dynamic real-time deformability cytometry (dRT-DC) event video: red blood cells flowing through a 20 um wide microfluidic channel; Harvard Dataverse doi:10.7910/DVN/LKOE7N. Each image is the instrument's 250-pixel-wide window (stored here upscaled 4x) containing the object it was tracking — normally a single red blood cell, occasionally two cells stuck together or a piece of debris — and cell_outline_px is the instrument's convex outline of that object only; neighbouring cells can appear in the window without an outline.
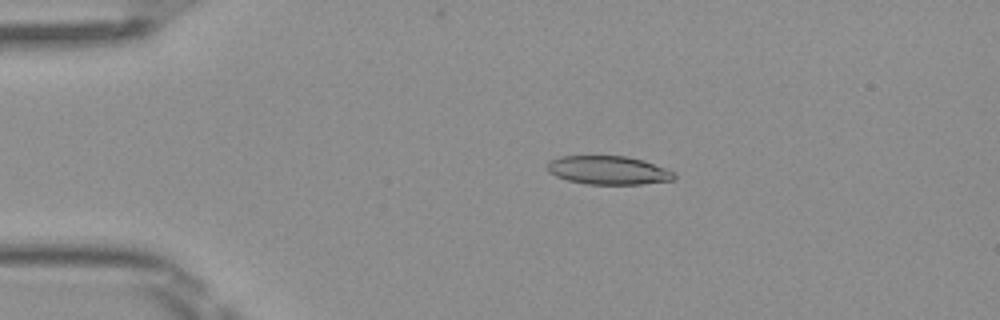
{"species": "Egyptian fruit bat (a non-hibernating species)", "species_latin": "Rousettus aegyptiacus", "temperature_condition": "room temperature", "stored_images_in_passage": 4, "camera_frame_rate_fps": 3000, "um_per_image_px": 0.085, "frame": {"image": 1, "passage_image": 3, "time_ms": 0.667, "image_size_px": [1000, 320], "cell_outline_px": [[676, 176], [672, 180], [640, 184], [588, 184], [568, 180], [556, 176], [548, 172], [548, 160], [560, 156], [628, 156], [644, 160], [676, 172]], "centroid_in_image_um": [51.72, 14.46], "position_along_channel_um": 33.3, "area_um2": 21.15}}